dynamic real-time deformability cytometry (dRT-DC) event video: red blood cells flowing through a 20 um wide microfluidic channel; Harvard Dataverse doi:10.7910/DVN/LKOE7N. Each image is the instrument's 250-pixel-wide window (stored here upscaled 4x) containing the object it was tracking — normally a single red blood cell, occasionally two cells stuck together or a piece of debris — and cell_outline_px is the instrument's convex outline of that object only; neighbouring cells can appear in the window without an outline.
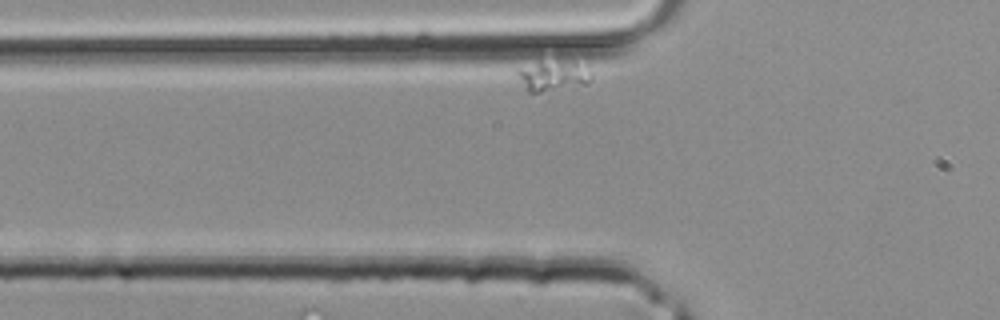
{"species": "common noctule bat (a hibernating species)", "species_latin": "Nyctalus noctula", "temperature_condition": "room temperature", "stored_images_in_passage": 4, "camera_frame_rate_fps": 3000, "um_per_image_px": 0.085, "animal": {"sex": "male", "body_mass_g": 20.4}, "frame": {"image": 1, "passage_image": 4, "time_ms": 1.0, "image_size_px": [1000, 320], "cell_outline_px": [[592, 80], [588, 84], [540, 92], [528, 92], [524, 88], [516, 72], [516, 68], [540, 60], [572, 60], [592, 72]], "centroid_in_image_um": [46.99, 6.4], "position_along_channel_um": 78.8, "area_um2": 13.58}}